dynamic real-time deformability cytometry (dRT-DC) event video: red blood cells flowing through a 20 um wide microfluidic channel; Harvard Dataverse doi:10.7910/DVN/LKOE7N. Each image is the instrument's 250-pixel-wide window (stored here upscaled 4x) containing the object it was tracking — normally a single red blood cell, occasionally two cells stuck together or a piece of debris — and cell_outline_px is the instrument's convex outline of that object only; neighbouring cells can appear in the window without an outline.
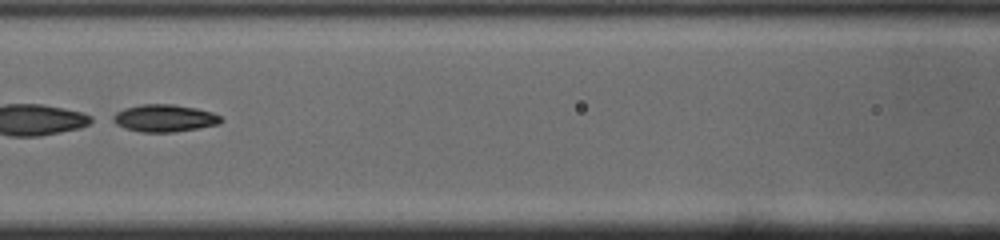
{"species": "common noctule bat (a hibernating species)", "species_latin": "Nyctalus noctula", "temperature_condition": "cold", "stored_images_in_passage": 50, "segment_of_instrument_passage": [2, 2], "camera_frame_rate_fps": 3000, "um_per_image_px": 0.085, "animal": {"sex": "male", "body_mass_g": 19.0, "forearm_length_mm": 50.8}, "frame": {"image": 1, "passage_image": 22, "time_ms": 7.0, "image_size_px": [1000, 240], "cell_outline_px": [[224, 120], [220, 124], [200, 128], [176, 132], [140, 132], [124, 128], [108, 120], [108, 116], [124, 108], [140, 104], [172, 104], [196, 108], [212, 112], [220, 116]], "centroid_in_image_um": [13.92, 10.05], "position_along_channel_um": 152.7, "area_um2": 17.63}}